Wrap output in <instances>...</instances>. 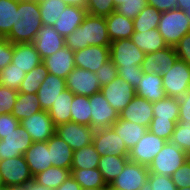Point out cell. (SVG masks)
Masks as SVG:
<instances>
[{
  "mask_svg": "<svg viewBox=\"0 0 190 190\" xmlns=\"http://www.w3.org/2000/svg\"><path fill=\"white\" fill-rule=\"evenodd\" d=\"M110 44L105 17L91 14H87L82 24L65 37V45L74 52L88 46L109 47Z\"/></svg>",
  "mask_w": 190,
  "mask_h": 190,
  "instance_id": "1",
  "label": "cell"
},
{
  "mask_svg": "<svg viewBox=\"0 0 190 190\" xmlns=\"http://www.w3.org/2000/svg\"><path fill=\"white\" fill-rule=\"evenodd\" d=\"M42 26L37 0H18V9L10 33L5 37L13 44L33 43Z\"/></svg>",
  "mask_w": 190,
  "mask_h": 190,
  "instance_id": "2",
  "label": "cell"
},
{
  "mask_svg": "<svg viewBox=\"0 0 190 190\" xmlns=\"http://www.w3.org/2000/svg\"><path fill=\"white\" fill-rule=\"evenodd\" d=\"M157 29L166 44L175 47L179 40L190 32V21L185 11L176 8L162 12Z\"/></svg>",
  "mask_w": 190,
  "mask_h": 190,
  "instance_id": "3",
  "label": "cell"
},
{
  "mask_svg": "<svg viewBox=\"0 0 190 190\" xmlns=\"http://www.w3.org/2000/svg\"><path fill=\"white\" fill-rule=\"evenodd\" d=\"M109 48L110 60L115 64L117 70L141 69L145 53L131 39L112 41Z\"/></svg>",
  "mask_w": 190,
  "mask_h": 190,
  "instance_id": "4",
  "label": "cell"
},
{
  "mask_svg": "<svg viewBox=\"0 0 190 190\" xmlns=\"http://www.w3.org/2000/svg\"><path fill=\"white\" fill-rule=\"evenodd\" d=\"M189 158L190 156L187 153L168 141L154 157L148 169L150 173L171 177V175Z\"/></svg>",
  "mask_w": 190,
  "mask_h": 190,
  "instance_id": "5",
  "label": "cell"
},
{
  "mask_svg": "<svg viewBox=\"0 0 190 190\" xmlns=\"http://www.w3.org/2000/svg\"><path fill=\"white\" fill-rule=\"evenodd\" d=\"M163 89L169 97L181 98L190 89V66L180 59H177L172 68L161 75Z\"/></svg>",
  "mask_w": 190,
  "mask_h": 190,
  "instance_id": "6",
  "label": "cell"
},
{
  "mask_svg": "<svg viewBox=\"0 0 190 190\" xmlns=\"http://www.w3.org/2000/svg\"><path fill=\"white\" fill-rule=\"evenodd\" d=\"M149 173L148 166L128 161L110 185L117 190H146Z\"/></svg>",
  "mask_w": 190,
  "mask_h": 190,
  "instance_id": "7",
  "label": "cell"
},
{
  "mask_svg": "<svg viewBox=\"0 0 190 190\" xmlns=\"http://www.w3.org/2000/svg\"><path fill=\"white\" fill-rule=\"evenodd\" d=\"M0 172L5 187L24 185L34 180L24 155L0 160Z\"/></svg>",
  "mask_w": 190,
  "mask_h": 190,
  "instance_id": "8",
  "label": "cell"
},
{
  "mask_svg": "<svg viewBox=\"0 0 190 190\" xmlns=\"http://www.w3.org/2000/svg\"><path fill=\"white\" fill-rule=\"evenodd\" d=\"M91 110L90 127L98 130L111 127L119 118V113L108 103L100 92L89 97Z\"/></svg>",
  "mask_w": 190,
  "mask_h": 190,
  "instance_id": "9",
  "label": "cell"
},
{
  "mask_svg": "<svg viewBox=\"0 0 190 190\" xmlns=\"http://www.w3.org/2000/svg\"><path fill=\"white\" fill-rule=\"evenodd\" d=\"M95 129L75 122L62 123L56 126L55 134L61 137L75 151L92 144Z\"/></svg>",
  "mask_w": 190,
  "mask_h": 190,
  "instance_id": "10",
  "label": "cell"
},
{
  "mask_svg": "<svg viewBox=\"0 0 190 190\" xmlns=\"http://www.w3.org/2000/svg\"><path fill=\"white\" fill-rule=\"evenodd\" d=\"M166 142L148 130L138 143L130 149L128 159L130 162L149 166Z\"/></svg>",
  "mask_w": 190,
  "mask_h": 190,
  "instance_id": "11",
  "label": "cell"
},
{
  "mask_svg": "<svg viewBox=\"0 0 190 190\" xmlns=\"http://www.w3.org/2000/svg\"><path fill=\"white\" fill-rule=\"evenodd\" d=\"M66 89L74 95L90 97L94 93L100 92L101 85L96 73L83 68L75 67L65 79Z\"/></svg>",
  "mask_w": 190,
  "mask_h": 190,
  "instance_id": "12",
  "label": "cell"
},
{
  "mask_svg": "<svg viewBox=\"0 0 190 190\" xmlns=\"http://www.w3.org/2000/svg\"><path fill=\"white\" fill-rule=\"evenodd\" d=\"M100 91L118 113H121L136 96L135 88L120 76H117L115 80L101 87Z\"/></svg>",
  "mask_w": 190,
  "mask_h": 190,
  "instance_id": "13",
  "label": "cell"
},
{
  "mask_svg": "<svg viewBox=\"0 0 190 190\" xmlns=\"http://www.w3.org/2000/svg\"><path fill=\"white\" fill-rule=\"evenodd\" d=\"M32 143L30 134L20 124L0 140V160L24 155Z\"/></svg>",
  "mask_w": 190,
  "mask_h": 190,
  "instance_id": "14",
  "label": "cell"
},
{
  "mask_svg": "<svg viewBox=\"0 0 190 190\" xmlns=\"http://www.w3.org/2000/svg\"><path fill=\"white\" fill-rule=\"evenodd\" d=\"M92 144L100 156L112 154L117 156L129 155V150L124 141L112 127L96 130Z\"/></svg>",
  "mask_w": 190,
  "mask_h": 190,
  "instance_id": "15",
  "label": "cell"
},
{
  "mask_svg": "<svg viewBox=\"0 0 190 190\" xmlns=\"http://www.w3.org/2000/svg\"><path fill=\"white\" fill-rule=\"evenodd\" d=\"M20 124L30 134L33 142H45L55 134L56 126L48 111H39L23 120Z\"/></svg>",
  "mask_w": 190,
  "mask_h": 190,
  "instance_id": "16",
  "label": "cell"
},
{
  "mask_svg": "<svg viewBox=\"0 0 190 190\" xmlns=\"http://www.w3.org/2000/svg\"><path fill=\"white\" fill-rule=\"evenodd\" d=\"M178 59L174 46L165 47L157 52L145 54L141 64V70L144 74H166L175 61Z\"/></svg>",
  "mask_w": 190,
  "mask_h": 190,
  "instance_id": "17",
  "label": "cell"
},
{
  "mask_svg": "<svg viewBox=\"0 0 190 190\" xmlns=\"http://www.w3.org/2000/svg\"><path fill=\"white\" fill-rule=\"evenodd\" d=\"M110 60V48L88 46L74 52L75 66L95 73L104 63Z\"/></svg>",
  "mask_w": 190,
  "mask_h": 190,
  "instance_id": "18",
  "label": "cell"
},
{
  "mask_svg": "<svg viewBox=\"0 0 190 190\" xmlns=\"http://www.w3.org/2000/svg\"><path fill=\"white\" fill-rule=\"evenodd\" d=\"M33 44L42 60L59 51L65 45V37L56 32L53 26L42 25Z\"/></svg>",
  "mask_w": 190,
  "mask_h": 190,
  "instance_id": "19",
  "label": "cell"
},
{
  "mask_svg": "<svg viewBox=\"0 0 190 190\" xmlns=\"http://www.w3.org/2000/svg\"><path fill=\"white\" fill-rule=\"evenodd\" d=\"M152 107V102L136 95L124 110L119 113V118L148 128L154 117Z\"/></svg>",
  "mask_w": 190,
  "mask_h": 190,
  "instance_id": "20",
  "label": "cell"
},
{
  "mask_svg": "<svg viewBox=\"0 0 190 190\" xmlns=\"http://www.w3.org/2000/svg\"><path fill=\"white\" fill-rule=\"evenodd\" d=\"M49 74L66 79L69 73L76 67L74 51L64 46L56 53L42 60Z\"/></svg>",
  "mask_w": 190,
  "mask_h": 190,
  "instance_id": "21",
  "label": "cell"
},
{
  "mask_svg": "<svg viewBox=\"0 0 190 190\" xmlns=\"http://www.w3.org/2000/svg\"><path fill=\"white\" fill-rule=\"evenodd\" d=\"M64 90H66L65 79L48 74L37 91L42 110L48 111Z\"/></svg>",
  "mask_w": 190,
  "mask_h": 190,
  "instance_id": "22",
  "label": "cell"
},
{
  "mask_svg": "<svg viewBox=\"0 0 190 190\" xmlns=\"http://www.w3.org/2000/svg\"><path fill=\"white\" fill-rule=\"evenodd\" d=\"M24 158L33 177L52 166L47 141L33 142L24 153Z\"/></svg>",
  "mask_w": 190,
  "mask_h": 190,
  "instance_id": "23",
  "label": "cell"
},
{
  "mask_svg": "<svg viewBox=\"0 0 190 190\" xmlns=\"http://www.w3.org/2000/svg\"><path fill=\"white\" fill-rule=\"evenodd\" d=\"M11 63L27 73L41 64L42 58L33 43H16Z\"/></svg>",
  "mask_w": 190,
  "mask_h": 190,
  "instance_id": "24",
  "label": "cell"
},
{
  "mask_svg": "<svg viewBox=\"0 0 190 190\" xmlns=\"http://www.w3.org/2000/svg\"><path fill=\"white\" fill-rule=\"evenodd\" d=\"M87 10L76 6H68L54 23L57 33L66 37L72 34L83 22L87 15Z\"/></svg>",
  "mask_w": 190,
  "mask_h": 190,
  "instance_id": "25",
  "label": "cell"
},
{
  "mask_svg": "<svg viewBox=\"0 0 190 190\" xmlns=\"http://www.w3.org/2000/svg\"><path fill=\"white\" fill-rule=\"evenodd\" d=\"M136 95L145 98L149 102H157L167 95L163 89L162 76L160 74H144L138 86L135 88Z\"/></svg>",
  "mask_w": 190,
  "mask_h": 190,
  "instance_id": "26",
  "label": "cell"
},
{
  "mask_svg": "<svg viewBox=\"0 0 190 190\" xmlns=\"http://www.w3.org/2000/svg\"><path fill=\"white\" fill-rule=\"evenodd\" d=\"M52 166L70 169L73 162V150L57 134L47 140Z\"/></svg>",
  "mask_w": 190,
  "mask_h": 190,
  "instance_id": "27",
  "label": "cell"
},
{
  "mask_svg": "<svg viewBox=\"0 0 190 190\" xmlns=\"http://www.w3.org/2000/svg\"><path fill=\"white\" fill-rule=\"evenodd\" d=\"M108 36L112 41L130 39L134 33L133 19H129L116 11L105 17Z\"/></svg>",
  "mask_w": 190,
  "mask_h": 190,
  "instance_id": "28",
  "label": "cell"
},
{
  "mask_svg": "<svg viewBox=\"0 0 190 190\" xmlns=\"http://www.w3.org/2000/svg\"><path fill=\"white\" fill-rule=\"evenodd\" d=\"M111 127L124 141L129 151L148 131V128L145 126L127 120H122L120 118H118V120Z\"/></svg>",
  "mask_w": 190,
  "mask_h": 190,
  "instance_id": "29",
  "label": "cell"
},
{
  "mask_svg": "<svg viewBox=\"0 0 190 190\" xmlns=\"http://www.w3.org/2000/svg\"><path fill=\"white\" fill-rule=\"evenodd\" d=\"M130 39L145 54L157 52L168 47L158 29H150L141 33L134 32Z\"/></svg>",
  "mask_w": 190,
  "mask_h": 190,
  "instance_id": "30",
  "label": "cell"
},
{
  "mask_svg": "<svg viewBox=\"0 0 190 190\" xmlns=\"http://www.w3.org/2000/svg\"><path fill=\"white\" fill-rule=\"evenodd\" d=\"M74 94L68 89L60 93L59 98L53 103L48 113L55 126L71 122V103Z\"/></svg>",
  "mask_w": 190,
  "mask_h": 190,
  "instance_id": "31",
  "label": "cell"
},
{
  "mask_svg": "<svg viewBox=\"0 0 190 190\" xmlns=\"http://www.w3.org/2000/svg\"><path fill=\"white\" fill-rule=\"evenodd\" d=\"M128 161V156H117L114 154L100 156L98 170L101 172L107 185H110V183L123 171Z\"/></svg>",
  "mask_w": 190,
  "mask_h": 190,
  "instance_id": "32",
  "label": "cell"
},
{
  "mask_svg": "<svg viewBox=\"0 0 190 190\" xmlns=\"http://www.w3.org/2000/svg\"><path fill=\"white\" fill-rule=\"evenodd\" d=\"M39 111L43 110L38 100L37 93H18L17 101L14 104V108L11 114L17 120L21 121Z\"/></svg>",
  "mask_w": 190,
  "mask_h": 190,
  "instance_id": "33",
  "label": "cell"
},
{
  "mask_svg": "<svg viewBox=\"0 0 190 190\" xmlns=\"http://www.w3.org/2000/svg\"><path fill=\"white\" fill-rule=\"evenodd\" d=\"M70 176V169L51 166L48 167L45 171L37 174L34 177V181L37 184L42 185L48 189L55 190Z\"/></svg>",
  "mask_w": 190,
  "mask_h": 190,
  "instance_id": "34",
  "label": "cell"
},
{
  "mask_svg": "<svg viewBox=\"0 0 190 190\" xmlns=\"http://www.w3.org/2000/svg\"><path fill=\"white\" fill-rule=\"evenodd\" d=\"M71 176L82 189H103L107 185L98 168L71 169Z\"/></svg>",
  "mask_w": 190,
  "mask_h": 190,
  "instance_id": "35",
  "label": "cell"
},
{
  "mask_svg": "<svg viewBox=\"0 0 190 190\" xmlns=\"http://www.w3.org/2000/svg\"><path fill=\"white\" fill-rule=\"evenodd\" d=\"M100 154L93 144L73 151V162L71 169H93L98 168Z\"/></svg>",
  "mask_w": 190,
  "mask_h": 190,
  "instance_id": "36",
  "label": "cell"
},
{
  "mask_svg": "<svg viewBox=\"0 0 190 190\" xmlns=\"http://www.w3.org/2000/svg\"><path fill=\"white\" fill-rule=\"evenodd\" d=\"M48 74L49 73L45 65L43 63L39 64L34 69L25 74V77L18 88V92L23 94L37 93L41 83Z\"/></svg>",
  "mask_w": 190,
  "mask_h": 190,
  "instance_id": "37",
  "label": "cell"
},
{
  "mask_svg": "<svg viewBox=\"0 0 190 190\" xmlns=\"http://www.w3.org/2000/svg\"><path fill=\"white\" fill-rule=\"evenodd\" d=\"M18 0H0V37L5 38L15 25Z\"/></svg>",
  "mask_w": 190,
  "mask_h": 190,
  "instance_id": "38",
  "label": "cell"
},
{
  "mask_svg": "<svg viewBox=\"0 0 190 190\" xmlns=\"http://www.w3.org/2000/svg\"><path fill=\"white\" fill-rule=\"evenodd\" d=\"M39 9L42 25L54 26L59 15L68 7L61 0H40Z\"/></svg>",
  "mask_w": 190,
  "mask_h": 190,
  "instance_id": "39",
  "label": "cell"
},
{
  "mask_svg": "<svg viewBox=\"0 0 190 190\" xmlns=\"http://www.w3.org/2000/svg\"><path fill=\"white\" fill-rule=\"evenodd\" d=\"M162 12L156 10L153 6L147 5L138 16L133 19L134 32L149 31L157 29Z\"/></svg>",
  "mask_w": 190,
  "mask_h": 190,
  "instance_id": "40",
  "label": "cell"
},
{
  "mask_svg": "<svg viewBox=\"0 0 190 190\" xmlns=\"http://www.w3.org/2000/svg\"><path fill=\"white\" fill-rule=\"evenodd\" d=\"M154 117L164 120L178 121L179 98L166 96L162 100L153 103Z\"/></svg>",
  "mask_w": 190,
  "mask_h": 190,
  "instance_id": "41",
  "label": "cell"
},
{
  "mask_svg": "<svg viewBox=\"0 0 190 190\" xmlns=\"http://www.w3.org/2000/svg\"><path fill=\"white\" fill-rule=\"evenodd\" d=\"M71 122L90 126L91 110L89 97L74 95L71 103Z\"/></svg>",
  "mask_w": 190,
  "mask_h": 190,
  "instance_id": "42",
  "label": "cell"
},
{
  "mask_svg": "<svg viewBox=\"0 0 190 190\" xmlns=\"http://www.w3.org/2000/svg\"><path fill=\"white\" fill-rule=\"evenodd\" d=\"M25 74L26 73L23 70H20L14 64L10 63L0 71V85L18 91Z\"/></svg>",
  "mask_w": 190,
  "mask_h": 190,
  "instance_id": "43",
  "label": "cell"
},
{
  "mask_svg": "<svg viewBox=\"0 0 190 190\" xmlns=\"http://www.w3.org/2000/svg\"><path fill=\"white\" fill-rule=\"evenodd\" d=\"M178 121L158 119V117H153L148 130L154 135L160 137L161 139L170 141L172 133Z\"/></svg>",
  "mask_w": 190,
  "mask_h": 190,
  "instance_id": "44",
  "label": "cell"
},
{
  "mask_svg": "<svg viewBox=\"0 0 190 190\" xmlns=\"http://www.w3.org/2000/svg\"><path fill=\"white\" fill-rule=\"evenodd\" d=\"M170 142L190 156V124L177 123Z\"/></svg>",
  "mask_w": 190,
  "mask_h": 190,
  "instance_id": "45",
  "label": "cell"
},
{
  "mask_svg": "<svg viewBox=\"0 0 190 190\" xmlns=\"http://www.w3.org/2000/svg\"><path fill=\"white\" fill-rule=\"evenodd\" d=\"M147 5V0H122L115 11L129 19H134Z\"/></svg>",
  "mask_w": 190,
  "mask_h": 190,
  "instance_id": "46",
  "label": "cell"
},
{
  "mask_svg": "<svg viewBox=\"0 0 190 190\" xmlns=\"http://www.w3.org/2000/svg\"><path fill=\"white\" fill-rule=\"evenodd\" d=\"M113 0H87V13L93 16H109L115 11Z\"/></svg>",
  "mask_w": 190,
  "mask_h": 190,
  "instance_id": "47",
  "label": "cell"
},
{
  "mask_svg": "<svg viewBox=\"0 0 190 190\" xmlns=\"http://www.w3.org/2000/svg\"><path fill=\"white\" fill-rule=\"evenodd\" d=\"M146 190H177L171 177L149 173Z\"/></svg>",
  "mask_w": 190,
  "mask_h": 190,
  "instance_id": "48",
  "label": "cell"
},
{
  "mask_svg": "<svg viewBox=\"0 0 190 190\" xmlns=\"http://www.w3.org/2000/svg\"><path fill=\"white\" fill-rule=\"evenodd\" d=\"M18 93L15 89L0 85V114L12 113Z\"/></svg>",
  "mask_w": 190,
  "mask_h": 190,
  "instance_id": "49",
  "label": "cell"
},
{
  "mask_svg": "<svg viewBox=\"0 0 190 190\" xmlns=\"http://www.w3.org/2000/svg\"><path fill=\"white\" fill-rule=\"evenodd\" d=\"M171 179L177 189L190 188V158L171 175Z\"/></svg>",
  "mask_w": 190,
  "mask_h": 190,
  "instance_id": "50",
  "label": "cell"
},
{
  "mask_svg": "<svg viewBox=\"0 0 190 190\" xmlns=\"http://www.w3.org/2000/svg\"><path fill=\"white\" fill-rule=\"evenodd\" d=\"M95 73L101 87L109 84L118 76L117 67L111 60H108L106 63H104L102 67H100Z\"/></svg>",
  "mask_w": 190,
  "mask_h": 190,
  "instance_id": "51",
  "label": "cell"
},
{
  "mask_svg": "<svg viewBox=\"0 0 190 190\" xmlns=\"http://www.w3.org/2000/svg\"><path fill=\"white\" fill-rule=\"evenodd\" d=\"M14 44L0 37V71L8 66L13 58Z\"/></svg>",
  "mask_w": 190,
  "mask_h": 190,
  "instance_id": "52",
  "label": "cell"
},
{
  "mask_svg": "<svg viewBox=\"0 0 190 190\" xmlns=\"http://www.w3.org/2000/svg\"><path fill=\"white\" fill-rule=\"evenodd\" d=\"M20 125V121L17 120L11 113L0 114V140L5 135L14 131Z\"/></svg>",
  "mask_w": 190,
  "mask_h": 190,
  "instance_id": "53",
  "label": "cell"
},
{
  "mask_svg": "<svg viewBox=\"0 0 190 190\" xmlns=\"http://www.w3.org/2000/svg\"><path fill=\"white\" fill-rule=\"evenodd\" d=\"M178 59L190 66V32L185 34L175 46Z\"/></svg>",
  "mask_w": 190,
  "mask_h": 190,
  "instance_id": "54",
  "label": "cell"
},
{
  "mask_svg": "<svg viewBox=\"0 0 190 190\" xmlns=\"http://www.w3.org/2000/svg\"><path fill=\"white\" fill-rule=\"evenodd\" d=\"M178 124H190V89L179 98Z\"/></svg>",
  "mask_w": 190,
  "mask_h": 190,
  "instance_id": "55",
  "label": "cell"
},
{
  "mask_svg": "<svg viewBox=\"0 0 190 190\" xmlns=\"http://www.w3.org/2000/svg\"><path fill=\"white\" fill-rule=\"evenodd\" d=\"M118 76L136 88L142 79L141 69L117 70Z\"/></svg>",
  "mask_w": 190,
  "mask_h": 190,
  "instance_id": "56",
  "label": "cell"
},
{
  "mask_svg": "<svg viewBox=\"0 0 190 190\" xmlns=\"http://www.w3.org/2000/svg\"><path fill=\"white\" fill-rule=\"evenodd\" d=\"M147 2L159 12H167L177 8L176 0H147Z\"/></svg>",
  "mask_w": 190,
  "mask_h": 190,
  "instance_id": "57",
  "label": "cell"
},
{
  "mask_svg": "<svg viewBox=\"0 0 190 190\" xmlns=\"http://www.w3.org/2000/svg\"><path fill=\"white\" fill-rule=\"evenodd\" d=\"M55 190H82L80 184L70 176Z\"/></svg>",
  "mask_w": 190,
  "mask_h": 190,
  "instance_id": "58",
  "label": "cell"
},
{
  "mask_svg": "<svg viewBox=\"0 0 190 190\" xmlns=\"http://www.w3.org/2000/svg\"><path fill=\"white\" fill-rule=\"evenodd\" d=\"M176 1H177V9L185 11V14L190 21V0H176Z\"/></svg>",
  "mask_w": 190,
  "mask_h": 190,
  "instance_id": "59",
  "label": "cell"
},
{
  "mask_svg": "<svg viewBox=\"0 0 190 190\" xmlns=\"http://www.w3.org/2000/svg\"><path fill=\"white\" fill-rule=\"evenodd\" d=\"M68 6H76L80 8H87V0H61Z\"/></svg>",
  "mask_w": 190,
  "mask_h": 190,
  "instance_id": "60",
  "label": "cell"
},
{
  "mask_svg": "<svg viewBox=\"0 0 190 190\" xmlns=\"http://www.w3.org/2000/svg\"><path fill=\"white\" fill-rule=\"evenodd\" d=\"M6 190H32V182L24 185L6 187Z\"/></svg>",
  "mask_w": 190,
  "mask_h": 190,
  "instance_id": "61",
  "label": "cell"
},
{
  "mask_svg": "<svg viewBox=\"0 0 190 190\" xmlns=\"http://www.w3.org/2000/svg\"><path fill=\"white\" fill-rule=\"evenodd\" d=\"M32 190H53V189H48L42 185L37 184L34 180L32 181Z\"/></svg>",
  "mask_w": 190,
  "mask_h": 190,
  "instance_id": "62",
  "label": "cell"
},
{
  "mask_svg": "<svg viewBox=\"0 0 190 190\" xmlns=\"http://www.w3.org/2000/svg\"><path fill=\"white\" fill-rule=\"evenodd\" d=\"M3 188H5V185H4L2 175H1V172H0V189H3Z\"/></svg>",
  "mask_w": 190,
  "mask_h": 190,
  "instance_id": "63",
  "label": "cell"
},
{
  "mask_svg": "<svg viewBox=\"0 0 190 190\" xmlns=\"http://www.w3.org/2000/svg\"><path fill=\"white\" fill-rule=\"evenodd\" d=\"M103 190H117L115 188H113L111 185H106Z\"/></svg>",
  "mask_w": 190,
  "mask_h": 190,
  "instance_id": "64",
  "label": "cell"
},
{
  "mask_svg": "<svg viewBox=\"0 0 190 190\" xmlns=\"http://www.w3.org/2000/svg\"><path fill=\"white\" fill-rule=\"evenodd\" d=\"M113 1H114V3H115V7H117L118 5L121 4V1H122V0H113Z\"/></svg>",
  "mask_w": 190,
  "mask_h": 190,
  "instance_id": "65",
  "label": "cell"
},
{
  "mask_svg": "<svg viewBox=\"0 0 190 190\" xmlns=\"http://www.w3.org/2000/svg\"><path fill=\"white\" fill-rule=\"evenodd\" d=\"M177 190H190V188L189 187H186V188H180V189H177Z\"/></svg>",
  "mask_w": 190,
  "mask_h": 190,
  "instance_id": "66",
  "label": "cell"
},
{
  "mask_svg": "<svg viewBox=\"0 0 190 190\" xmlns=\"http://www.w3.org/2000/svg\"><path fill=\"white\" fill-rule=\"evenodd\" d=\"M82 190H103V189H82Z\"/></svg>",
  "mask_w": 190,
  "mask_h": 190,
  "instance_id": "67",
  "label": "cell"
}]
</instances>
